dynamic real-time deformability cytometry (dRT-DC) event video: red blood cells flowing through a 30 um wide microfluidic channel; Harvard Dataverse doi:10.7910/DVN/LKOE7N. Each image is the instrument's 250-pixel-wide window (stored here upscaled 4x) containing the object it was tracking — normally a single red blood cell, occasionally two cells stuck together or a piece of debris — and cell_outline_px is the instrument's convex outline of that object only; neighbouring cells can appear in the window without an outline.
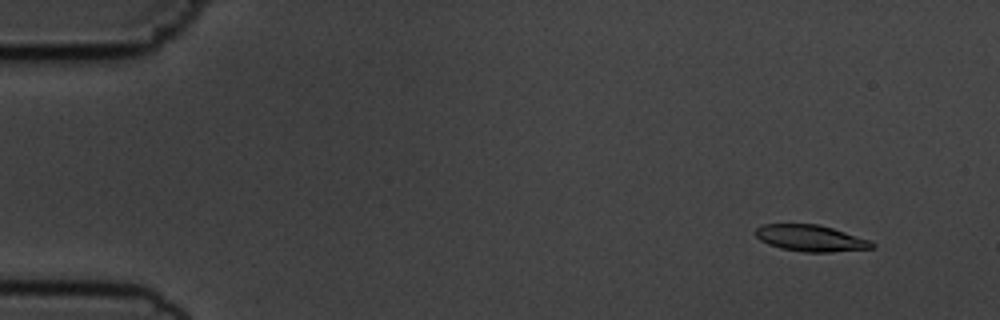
{"species": "common noctule bat (a hibernating species)", "species_latin": "Nyctalus noctula", "temperature_condition": "cold", "stored_images_in_passage": 54, "camera_frame_rate_fps": 3000, "um_per_image_px": 0.085, "animal": {"sex": "male", "body_mass_g": 19.5, "forearm_length_mm": 54.6}, "frame": {"image": 1, "passage_image": 4, "time_ms": 1.0, "image_size_px": [1000, 320], "cell_outline_px": [[876, 244], [872, 248], [832, 252], [804, 252], [780, 248], [768, 244], [760, 240], [756, 236], [756, 228], [764, 224], [820, 224], [872, 240]], "centroid_in_image_um": [68.94, 20.24], "position_along_channel_um": 16.1, "area_um2": 18.03}}
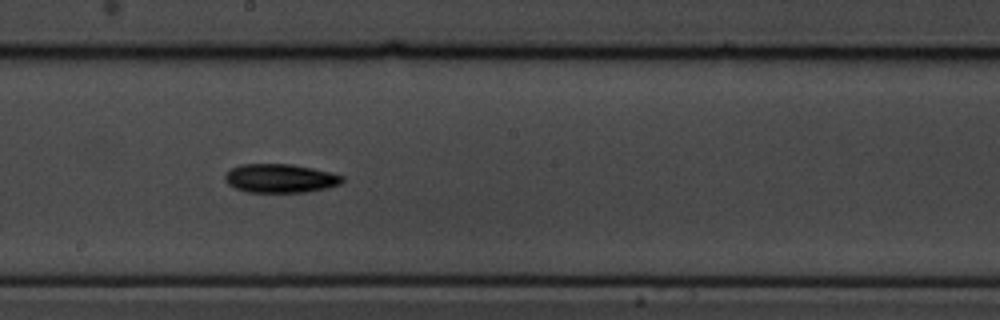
{"frame": {"image": 2, "passage_image": 30, "time_ms": 9.667, "image_size_px": [1000, 320], "cell_outline_px": [[344, 180], [340, 184], [328, 188], [308, 192], [248, 192], [236, 188], [228, 184], [224, 176], [232, 168], [240, 164], [292, 164], [332, 172], [344, 176]], "centroid_in_image_um": [23.87, 15.16], "position_along_channel_um": 224.3, "area_um2": 19.71}}
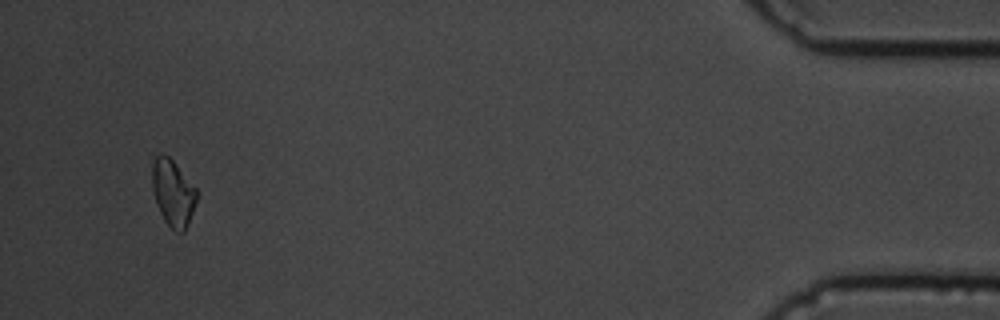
{"frame": {"image": 3, "passage_image": 52, "time_ms": 17.0, "image_size_px": [1000, 320], "cell_outline_px": [[196, 200], [188, 224], [184, 232], [176, 232], [164, 220], [156, 204], [152, 188], [152, 164], [156, 156], [160, 152], [168, 156], [172, 160], [196, 188]], "centroid_in_image_um": [14.68, 16.39], "position_along_channel_um": 420.5, "area_um2": 17.05}, "authors_computed_cell_mechanics": {"area_um2": 18.2359, "velocity_mm_per_s": 3.6534, "shape_relaxation_time_tau1_ms": 2.8783, "shape_relaxation_time_tau2_ms": null, "deformation_change_tau1": 0.1154, "deformation_change_tau2": null}}